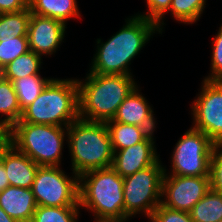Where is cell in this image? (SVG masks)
<instances>
[{
    "label": "cell",
    "mask_w": 222,
    "mask_h": 222,
    "mask_svg": "<svg viewBox=\"0 0 222 222\" xmlns=\"http://www.w3.org/2000/svg\"><path fill=\"white\" fill-rule=\"evenodd\" d=\"M125 22L106 42L97 38L96 52L88 72L134 76L129 66L131 61L155 33L161 32L157 23L136 14L125 19Z\"/></svg>",
    "instance_id": "cell-1"
},
{
    "label": "cell",
    "mask_w": 222,
    "mask_h": 222,
    "mask_svg": "<svg viewBox=\"0 0 222 222\" xmlns=\"http://www.w3.org/2000/svg\"><path fill=\"white\" fill-rule=\"evenodd\" d=\"M133 77L87 72L85 79H77L79 118L96 122L113 120L119 105L138 86Z\"/></svg>",
    "instance_id": "cell-2"
},
{
    "label": "cell",
    "mask_w": 222,
    "mask_h": 222,
    "mask_svg": "<svg viewBox=\"0 0 222 222\" xmlns=\"http://www.w3.org/2000/svg\"><path fill=\"white\" fill-rule=\"evenodd\" d=\"M71 171L82 174L112 166L114 151L106 122L78 118L67 127Z\"/></svg>",
    "instance_id": "cell-3"
},
{
    "label": "cell",
    "mask_w": 222,
    "mask_h": 222,
    "mask_svg": "<svg viewBox=\"0 0 222 222\" xmlns=\"http://www.w3.org/2000/svg\"><path fill=\"white\" fill-rule=\"evenodd\" d=\"M123 177L112 167L79 176L80 208L91 211L95 222L124 220Z\"/></svg>",
    "instance_id": "cell-4"
},
{
    "label": "cell",
    "mask_w": 222,
    "mask_h": 222,
    "mask_svg": "<svg viewBox=\"0 0 222 222\" xmlns=\"http://www.w3.org/2000/svg\"><path fill=\"white\" fill-rule=\"evenodd\" d=\"M78 118L77 79L53 78L39 96L22 110L19 121L68 127Z\"/></svg>",
    "instance_id": "cell-5"
},
{
    "label": "cell",
    "mask_w": 222,
    "mask_h": 222,
    "mask_svg": "<svg viewBox=\"0 0 222 222\" xmlns=\"http://www.w3.org/2000/svg\"><path fill=\"white\" fill-rule=\"evenodd\" d=\"M67 127L18 121L11 127V144L38 166H60Z\"/></svg>",
    "instance_id": "cell-6"
},
{
    "label": "cell",
    "mask_w": 222,
    "mask_h": 222,
    "mask_svg": "<svg viewBox=\"0 0 222 222\" xmlns=\"http://www.w3.org/2000/svg\"><path fill=\"white\" fill-rule=\"evenodd\" d=\"M159 159L154 165L123 178L124 220L143 213L149 220L161 204L164 165Z\"/></svg>",
    "instance_id": "cell-7"
},
{
    "label": "cell",
    "mask_w": 222,
    "mask_h": 222,
    "mask_svg": "<svg viewBox=\"0 0 222 222\" xmlns=\"http://www.w3.org/2000/svg\"><path fill=\"white\" fill-rule=\"evenodd\" d=\"M215 145L205 133L191 126L173 149L171 173L164 167V175L210 176V161Z\"/></svg>",
    "instance_id": "cell-8"
},
{
    "label": "cell",
    "mask_w": 222,
    "mask_h": 222,
    "mask_svg": "<svg viewBox=\"0 0 222 222\" xmlns=\"http://www.w3.org/2000/svg\"><path fill=\"white\" fill-rule=\"evenodd\" d=\"M61 166H40L31 190L37 206L80 207L79 176H71Z\"/></svg>",
    "instance_id": "cell-9"
},
{
    "label": "cell",
    "mask_w": 222,
    "mask_h": 222,
    "mask_svg": "<svg viewBox=\"0 0 222 222\" xmlns=\"http://www.w3.org/2000/svg\"><path fill=\"white\" fill-rule=\"evenodd\" d=\"M191 105L193 128L222 144V81L205 80Z\"/></svg>",
    "instance_id": "cell-10"
},
{
    "label": "cell",
    "mask_w": 222,
    "mask_h": 222,
    "mask_svg": "<svg viewBox=\"0 0 222 222\" xmlns=\"http://www.w3.org/2000/svg\"><path fill=\"white\" fill-rule=\"evenodd\" d=\"M210 189V176L163 175L161 205L189 213Z\"/></svg>",
    "instance_id": "cell-11"
},
{
    "label": "cell",
    "mask_w": 222,
    "mask_h": 222,
    "mask_svg": "<svg viewBox=\"0 0 222 222\" xmlns=\"http://www.w3.org/2000/svg\"><path fill=\"white\" fill-rule=\"evenodd\" d=\"M66 28L59 20L31 13L27 32L29 50L41 57L55 54L64 42Z\"/></svg>",
    "instance_id": "cell-12"
},
{
    "label": "cell",
    "mask_w": 222,
    "mask_h": 222,
    "mask_svg": "<svg viewBox=\"0 0 222 222\" xmlns=\"http://www.w3.org/2000/svg\"><path fill=\"white\" fill-rule=\"evenodd\" d=\"M154 133L144 141L125 149L114 151L112 168L121 176L135 174L154 165L160 158L155 147Z\"/></svg>",
    "instance_id": "cell-13"
},
{
    "label": "cell",
    "mask_w": 222,
    "mask_h": 222,
    "mask_svg": "<svg viewBox=\"0 0 222 222\" xmlns=\"http://www.w3.org/2000/svg\"><path fill=\"white\" fill-rule=\"evenodd\" d=\"M139 86L131 91L119 105L113 121L146 128L150 133L156 131V118L152 106L142 95ZM141 93V94H140Z\"/></svg>",
    "instance_id": "cell-14"
},
{
    "label": "cell",
    "mask_w": 222,
    "mask_h": 222,
    "mask_svg": "<svg viewBox=\"0 0 222 222\" xmlns=\"http://www.w3.org/2000/svg\"><path fill=\"white\" fill-rule=\"evenodd\" d=\"M9 184L15 187L31 188L38 166L27 155L19 152L12 144L1 159Z\"/></svg>",
    "instance_id": "cell-15"
},
{
    "label": "cell",
    "mask_w": 222,
    "mask_h": 222,
    "mask_svg": "<svg viewBox=\"0 0 222 222\" xmlns=\"http://www.w3.org/2000/svg\"><path fill=\"white\" fill-rule=\"evenodd\" d=\"M0 207L16 222H31L37 203L31 188L9 185L0 192Z\"/></svg>",
    "instance_id": "cell-16"
},
{
    "label": "cell",
    "mask_w": 222,
    "mask_h": 222,
    "mask_svg": "<svg viewBox=\"0 0 222 222\" xmlns=\"http://www.w3.org/2000/svg\"><path fill=\"white\" fill-rule=\"evenodd\" d=\"M32 14L59 20L67 25L71 18H80L77 0H28Z\"/></svg>",
    "instance_id": "cell-17"
},
{
    "label": "cell",
    "mask_w": 222,
    "mask_h": 222,
    "mask_svg": "<svg viewBox=\"0 0 222 222\" xmlns=\"http://www.w3.org/2000/svg\"><path fill=\"white\" fill-rule=\"evenodd\" d=\"M113 151L128 148L144 141L151 133L141 126L109 120L106 122Z\"/></svg>",
    "instance_id": "cell-18"
},
{
    "label": "cell",
    "mask_w": 222,
    "mask_h": 222,
    "mask_svg": "<svg viewBox=\"0 0 222 222\" xmlns=\"http://www.w3.org/2000/svg\"><path fill=\"white\" fill-rule=\"evenodd\" d=\"M42 63V57L29 50L5 66L0 71V75L12 82L22 77L40 74Z\"/></svg>",
    "instance_id": "cell-19"
},
{
    "label": "cell",
    "mask_w": 222,
    "mask_h": 222,
    "mask_svg": "<svg viewBox=\"0 0 222 222\" xmlns=\"http://www.w3.org/2000/svg\"><path fill=\"white\" fill-rule=\"evenodd\" d=\"M189 214L194 222H220L222 220V193L211 188Z\"/></svg>",
    "instance_id": "cell-20"
},
{
    "label": "cell",
    "mask_w": 222,
    "mask_h": 222,
    "mask_svg": "<svg viewBox=\"0 0 222 222\" xmlns=\"http://www.w3.org/2000/svg\"><path fill=\"white\" fill-rule=\"evenodd\" d=\"M22 115L16 92L11 81L0 75V122L3 125L12 127ZM2 116L4 118L2 119Z\"/></svg>",
    "instance_id": "cell-21"
},
{
    "label": "cell",
    "mask_w": 222,
    "mask_h": 222,
    "mask_svg": "<svg viewBox=\"0 0 222 222\" xmlns=\"http://www.w3.org/2000/svg\"><path fill=\"white\" fill-rule=\"evenodd\" d=\"M53 78H45L40 74L22 77L12 81L21 110L31 104Z\"/></svg>",
    "instance_id": "cell-22"
},
{
    "label": "cell",
    "mask_w": 222,
    "mask_h": 222,
    "mask_svg": "<svg viewBox=\"0 0 222 222\" xmlns=\"http://www.w3.org/2000/svg\"><path fill=\"white\" fill-rule=\"evenodd\" d=\"M31 17L29 6L19 12L0 14V42L14 37L27 36Z\"/></svg>",
    "instance_id": "cell-23"
},
{
    "label": "cell",
    "mask_w": 222,
    "mask_h": 222,
    "mask_svg": "<svg viewBox=\"0 0 222 222\" xmlns=\"http://www.w3.org/2000/svg\"><path fill=\"white\" fill-rule=\"evenodd\" d=\"M205 5L206 0H172L167 13L177 22L192 25L203 15Z\"/></svg>",
    "instance_id": "cell-24"
},
{
    "label": "cell",
    "mask_w": 222,
    "mask_h": 222,
    "mask_svg": "<svg viewBox=\"0 0 222 222\" xmlns=\"http://www.w3.org/2000/svg\"><path fill=\"white\" fill-rule=\"evenodd\" d=\"M80 207L37 206L31 222H78Z\"/></svg>",
    "instance_id": "cell-25"
},
{
    "label": "cell",
    "mask_w": 222,
    "mask_h": 222,
    "mask_svg": "<svg viewBox=\"0 0 222 222\" xmlns=\"http://www.w3.org/2000/svg\"><path fill=\"white\" fill-rule=\"evenodd\" d=\"M29 51L27 36L14 37L0 42V71L11 61Z\"/></svg>",
    "instance_id": "cell-26"
},
{
    "label": "cell",
    "mask_w": 222,
    "mask_h": 222,
    "mask_svg": "<svg viewBox=\"0 0 222 222\" xmlns=\"http://www.w3.org/2000/svg\"><path fill=\"white\" fill-rule=\"evenodd\" d=\"M212 42V55L210 72L203 79L210 81H222V24Z\"/></svg>",
    "instance_id": "cell-27"
},
{
    "label": "cell",
    "mask_w": 222,
    "mask_h": 222,
    "mask_svg": "<svg viewBox=\"0 0 222 222\" xmlns=\"http://www.w3.org/2000/svg\"><path fill=\"white\" fill-rule=\"evenodd\" d=\"M171 2L172 0H146L148 12H142L143 14L140 12L136 15L157 23L158 29L162 35V32L164 31L162 29L165 26L163 21L165 17L164 15H166V13L169 11Z\"/></svg>",
    "instance_id": "cell-28"
},
{
    "label": "cell",
    "mask_w": 222,
    "mask_h": 222,
    "mask_svg": "<svg viewBox=\"0 0 222 222\" xmlns=\"http://www.w3.org/2000/svg\"><path fill=\"white\" fill-rule=\"evenodd\" d=\"M149 222H194L188 212L179 211L159 205L149 219Z\"/></svg>",
    "instance_id": "cell-29"
},
{
    "label": "cell",
    "mask_w": 222,
    "mask_h": 222,
    "mask_svg": "<svg viewBox=\"0 0 222 222\" xmlns=\"http://www.w3.org/2000/svg\"><path fill=\"white\" fill-rule=\"evenodd\" d=\"M211 188L222 193V144H216L210 161Z\"/></svg>",
    "instance_id": "cell-30"
},
{
    "label": "cell",
    "mask_w": 222,
    "mask_h": 222,
    "mask_svg": "<svg viewBox=\"0 0 222 222\" xmlns=\"http://www.w3.org/2000/svg\"><path fill=\"white\" fill-rule=\"evenodd\" d=\"M28 7V0H0V14L19 12Z\"/></svg>",
    "instance_id": "cell-31"
},
{
    "label": "cell",
    "mask_w": 222,
    "mask_h": 222,
    "mask_svg": "<svg viewBox=\"0 0 222 222\" xmlns=\"http://www.w3.org/2000/svg\"><path fill=\"white\" fill-rule=\"evenodd\" d=\"M11 146V127L6 125L0 126V161L3 153Z\"/></svg>",
    "instance_id": "cell-32"
},
{
    "label": "cell",
    "mask_w": 222,
    "mask_h": 222,
    "mask_svg": "<svg viewBox=\"0 0 222 222\" xmlns=\"http://www.w3.org/2000/svg\"><path fill=\"white\" fill-rule=\"evenodd\" d=\"M9 185L10 184L7 178V173L5 171L2 161H0V192L3 191Z\"/></svg>",
    "instance_id": "cell-33"
},
{
    "label": "cell",
    "mask_w": 222,
    "mask_h": 222,
    "mask_svg": "<svg viewBox=\"0 0 222 222\" xmlns=\"http://www.w3.org/2000/svg\"><path fill=\"white\" fill-rule=\"evenodd\" d=\"M0 222H16L0 207Z\"/></svg>",
    "instance_id": "cell-34"
},
{
    "label": "cell",
    "mask_w": 222,
    "mask_h": 222,
    "mask_svg": "<svg viewBox=\"0 0 222 222\" xmlns=\"http://www.w3.org/2000/svg\"><path fill=\"white\" fill-rule=\"evenodd\" d=\"M128 222V220H122V221H101V222Z\"/></svg>",
    "instance_id": "cell-35"
}]
</instances>
